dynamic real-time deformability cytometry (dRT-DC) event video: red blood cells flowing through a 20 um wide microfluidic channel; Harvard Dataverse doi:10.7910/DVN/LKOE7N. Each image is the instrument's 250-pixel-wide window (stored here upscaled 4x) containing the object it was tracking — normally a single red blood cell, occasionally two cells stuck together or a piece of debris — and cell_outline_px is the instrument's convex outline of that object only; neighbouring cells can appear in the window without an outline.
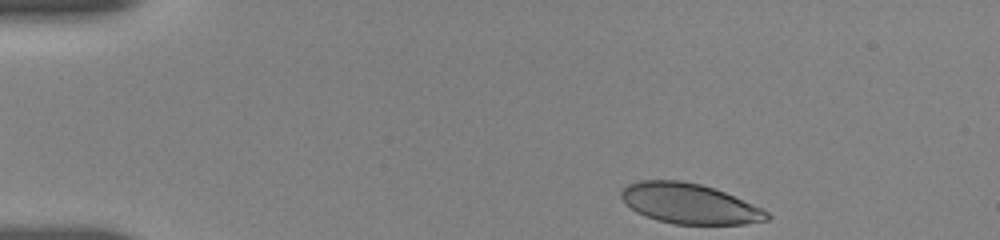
{"species": "human", "species_latin": "Homo sapiens", "temperature_condition": "room temperature", "stored_images_in_passage": 39, "camera_frame_rate_fps": 3000, "um_per_image_px": 0.085, "donor": {"sex": "female"}, "frame": {"image": 1, "passage_image": 1, "time_ms": 0.0, "image_size_px": [1000, 240], "cell_outline_px": [[772, 216], [768, 220], [744, 224], [676, 224], [656, 220], [644, 216], [636, 212], [620, 196], [620, 192], [628, 184], [640, 180], [684, 180], [700, 184], [724, 192], [760, 208], [768, 212]], "centroid_in_image_um": [58.58, 17.31], "position_along_channel_um": 26.4, "area_um2": 33.93}}
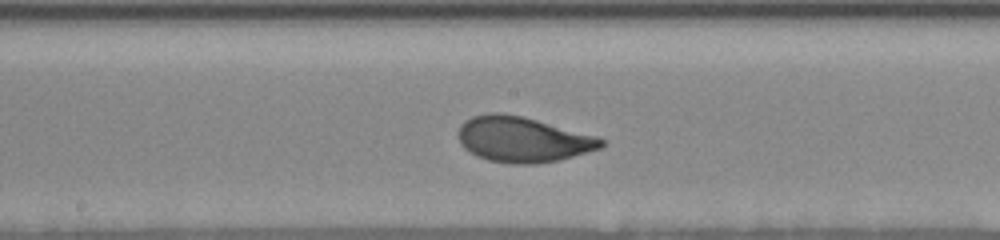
{"frame": {"image": 2, "passage_image": 22, "time_ms": 7.0, "image_size_px": [1000, 240], "cell_outline_px": [[604, 144], [600, 148], [560, 160], [536, 164], [520, 164], [488, 160], [476, 156], [464, 148], [460, 144], [456, 132], [460, 124], [464, 120], [472, 116], [488, 112], [500, 112], [524, 116], [596, 136], [604, 140]], "centroid_in_image_um": [44.37, 11.83], "position_along_channel_um": 203.8, "area_um2": 38.09}}
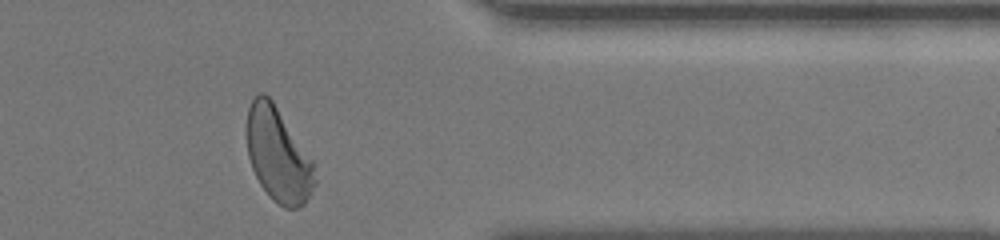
{"frame": {"image": 3, "passage_image": 38, "time_ms": 12.333, "image_size_px": [1000, 240], "cell_outline_px": [[316, 184], [304, 204], [296, 208], [284, 208], [260, 184], [252, 168], [248, 156], [248, 108], [252, 100], [260, 92], [264, 92], [272, 100], [312, 160], [316, 180]], "centroid_in_image_um": [23.65, 13.16], "position_along_channel_um": 387.8, "area_um2": 36.36}, "authors_computed_cell_mechanics": {"area_um2": 36.7608, "velocity_mm_per_s": 3.647, "shape_relaxation_time_tau1_ms": 2.7307, "shape_relaxation_time_tau2_ms": null, "deformation_change_tau1": 0.1441, "deformation_change_tau2": null}}